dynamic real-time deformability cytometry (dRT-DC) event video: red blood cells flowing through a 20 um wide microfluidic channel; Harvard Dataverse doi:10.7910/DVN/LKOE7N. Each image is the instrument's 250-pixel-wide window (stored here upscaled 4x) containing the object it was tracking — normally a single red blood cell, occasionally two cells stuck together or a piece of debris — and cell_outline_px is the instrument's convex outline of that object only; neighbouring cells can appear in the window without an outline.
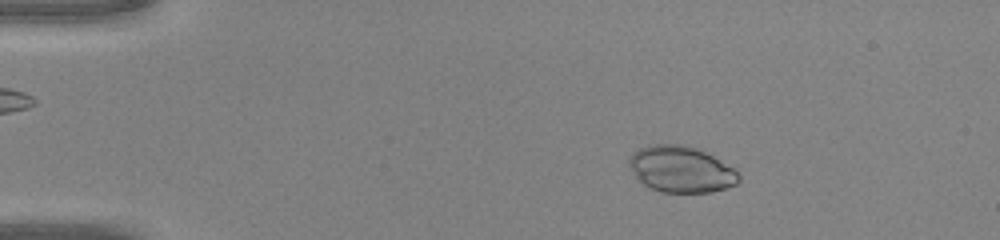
{"species": "common noctule bat (a hibernating species)", "species_latin": "Nyctalus noctula", "temperature_condition": "warm", "stored_images_in_passage": 47, "camera_frame_rate_fps": 3000, "um_per_image_px": 0.085, "animal": {"sex": "male", "body_mass_g": 20.0, "forearm_length_mm": 53.3}, "frame": {"image": 1, "passage_image": 9, "time_ms": 2.667, "image_size_px": [1000, 240], "cell_outline_px": [[740, 180], [736, 184], [712, 192], [660, 192], [644, 184], [636, 176], [628, 164], [628, 160], [632, 152], [640, 148], [652, 144], [684, 144], [696, 148], [712, 156], [732, 168], [740, 176]], "centroid_in_image_um": [57.86, 14.38], "position_along_channel_um": 27.1, "area_um2": 29.25}}
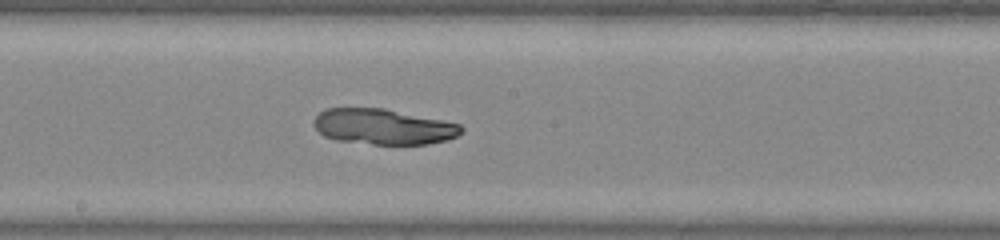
{"frame": {"image": 2, "passage_image": 27, "time_ms": 8.667, "image_size_px": [1000, 240], "cell_outline_px": [[464, 132], [448, 140], [428, 144], [372, 144], [336, 140], [324, 136], [312, 124], [312, 120], [324, 108], [384, 108], [460, 124], [464, 128]], "centroid_in_image_um": [32.57, 10.77], "position_along_channel_um": 215.6, "area_um2": 30.63}}
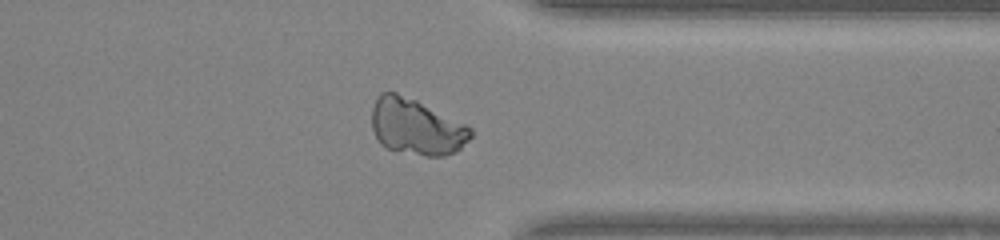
{"frame": {"image": 3, "passage_image": 38, "time_ms": 12.333, "image_size_px": [1000, 240], "cell_outline_px": [[472, 136], [460, 148], [444, 156], [424, 156], [384, 148], [380, 144], [372, 128], [372, 108], [380, 92], [396, 92], [416, 100], [468, 124], [472, 128]], "centroid_in_image_um": [35.39, 10.78], "position_along_channel_um": 376.0, "area_um2": 32.43}}